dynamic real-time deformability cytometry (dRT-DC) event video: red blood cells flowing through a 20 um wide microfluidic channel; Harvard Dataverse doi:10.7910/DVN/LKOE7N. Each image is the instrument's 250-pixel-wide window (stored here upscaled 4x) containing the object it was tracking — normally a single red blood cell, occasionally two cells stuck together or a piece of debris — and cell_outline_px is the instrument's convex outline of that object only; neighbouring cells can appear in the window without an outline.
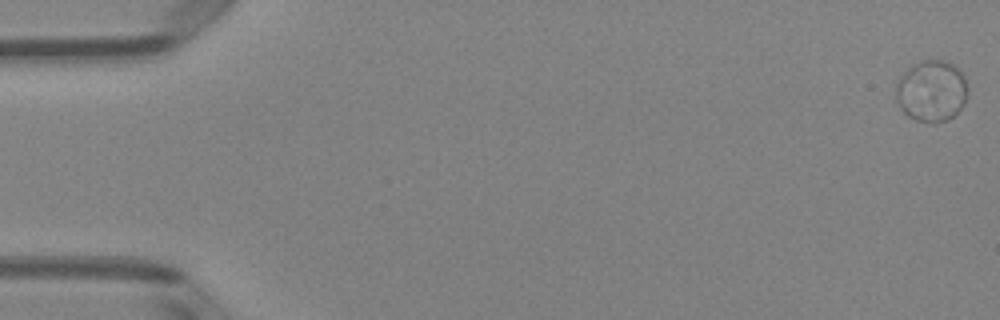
{"species": "Egyptian fruit bat (a non-hibernating species)", "species_latin": "Rousettus aegyptiacus", "temperature_condition": "room temperature", "stored_images_in_passage": 52, "camera_frame_rate_fps": 3000, "um_per_image_px": 0.085, "animal": {"sex": "female"}, "frame": {"image": 1, "passage_image": 1, "time_ms": 0.0, "image_size_px": [1000, 320], "cell_outline_px": [[968, 92], [964, 104], [948, 120], [936, 124], [932, 124], [916, 120], [908, 116], [900, 108], [896, 100], [896, 84], [900, 76], [912, 64], [920, 60], [940, 60], [952, 64], [964, 76], [968, 88]], "centroid_in_image_um": [79.16, 7.75], "position_along_channel_um": 5.8, "area_um2": 25.89}}
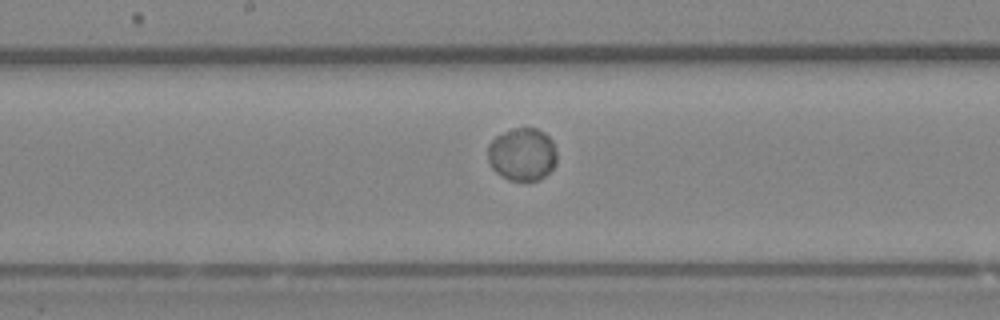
{"frame": {"image": 2, "passage_image": 28, "time_ms": 9.0, "image_size_px": [1000, 320], "cell_outline_px": [[556, 160], [552, 168], [540, 180], [508, 180], [500, 176], [492, 168], [488, 160], [488, 144], [496, 136], [516, 128], [536, 128], [544, 132], [552, 140], [556, 152]], "centroid_in_image_um": [44.38, 13.12], "position_along_channel_um": 203.8, "area_um2": 21.15}}
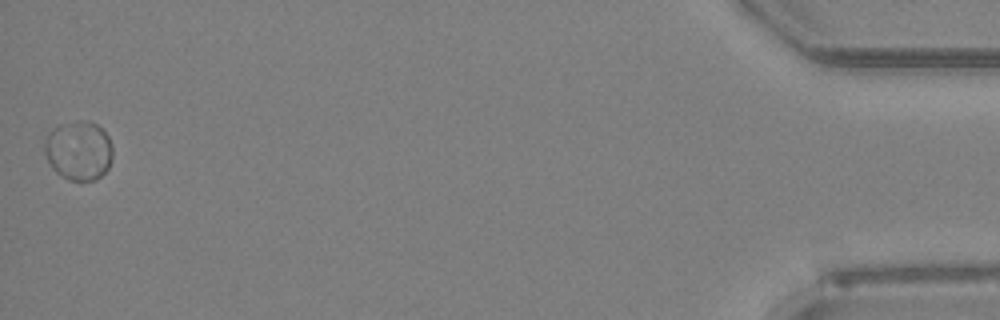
{"frame": {"image": 3, "passage_image": 52, "time_ms": 17.0, "image_size_px": [1000, 320], "cell_outline_px": [[112, 160], [108, 168], [96, 180], [68, 180], [60, 176], [52, 168], [44, 152], [44, 144], [48, 132], [60, 124], [76, 120], [88, 120], [96, 124], [108, 136], [112, 148]], "centroid_in_image_um": [6.67, 12.79], "position_along_channel_um": 428.5, "area_um2": 23.7}, "authors_computed_cell_mechanics": {"area_um2": 22.5709, "velocity_mm_per_s": 3.9301, "shape_relaxation_time_tau1_ms": 2.1691, "shape_relaxation_time_tau2_ms": null, "deformation_change_tau1": 0.013, "deformation_change_tau2": null}}